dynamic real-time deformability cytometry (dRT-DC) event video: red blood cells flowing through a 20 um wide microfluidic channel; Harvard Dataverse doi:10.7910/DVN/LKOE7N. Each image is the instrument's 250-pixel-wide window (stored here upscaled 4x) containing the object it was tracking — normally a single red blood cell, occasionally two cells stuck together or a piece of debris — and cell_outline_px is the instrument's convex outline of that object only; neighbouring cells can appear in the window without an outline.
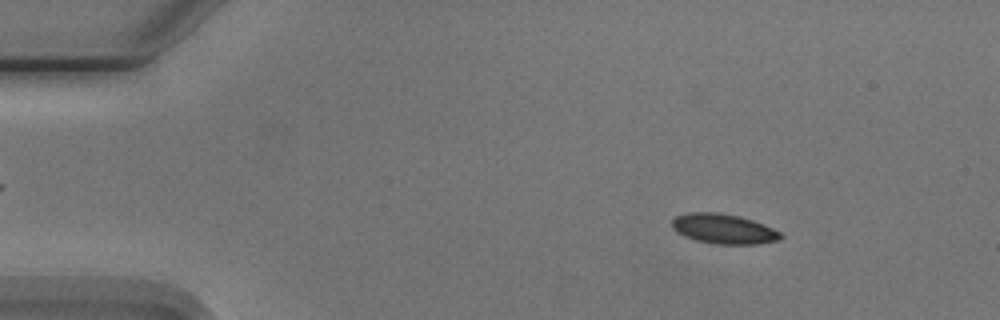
{"species": "Egyptian fruit bat (a non-hibernating species)", "species_latin": "Rousettus aegyptiacus", "temperature_condition": "cold", "stored_images_in_passage": 4, "camera_frame_rate_fps": 3000, "um_per_image_px": 0.085, "animal": {"sex": "male"}, "frame": {"image": 1, "passage_image": 2, "time_ms": 1.333, "image_size_px": [1000, 320], "cell_outline_px": [[784, 236], [780, 240], [756, 244], [716, 244], [696, 240], [684, 236], [676, 232], [672, 228], [672, 220], [676, 216], [688, 212], [716, 212], [740, 216], [752, 220], [772, 228], [780, 232]], "centroid_in_image_um": [61.49, 19.45], "position_along_channel_um": 23.5, "area_um2": 18.96}}